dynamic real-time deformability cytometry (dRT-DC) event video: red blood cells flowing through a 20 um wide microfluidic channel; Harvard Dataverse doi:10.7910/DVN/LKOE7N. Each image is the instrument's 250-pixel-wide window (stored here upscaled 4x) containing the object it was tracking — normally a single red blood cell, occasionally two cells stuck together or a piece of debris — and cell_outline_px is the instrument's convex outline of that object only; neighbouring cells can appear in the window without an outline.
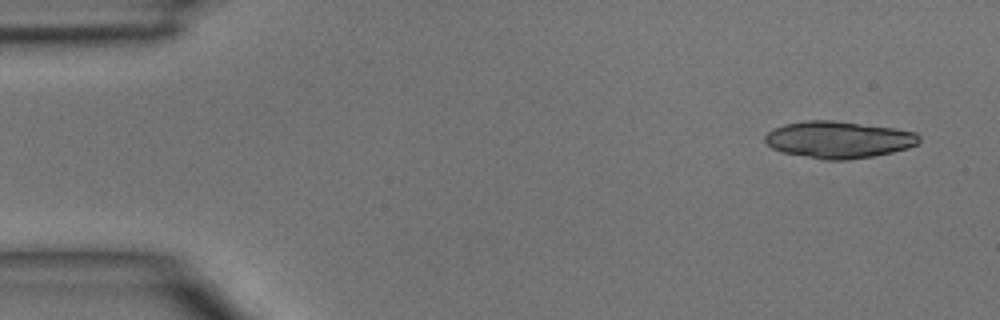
{"species": "common noctule bat (a hibernating species)", "species_latin": "Nyctalus noctula", "temperature_condition": "room temperature", "stored_images_in_passage": 5, "camera_frame_rate_fps": 3000, "um_per_image_px": 0.085, "animal": {"sex": "male", "body_mass_g": 15.6}, "frame": {"image": 1, "passage_image": 1, "time_ms": 0.0, "image_size_px": [1000, 320], "cell_outline_px": [[920, 140], [916, 144], [908, 148], [892, 152], [872, 156], [844, 160], [824, 160], [780, 152], [772, 148], [764, 140], [764, 136], [768, 132], [784, 124], [804, 120], [832, 120], [896, 128], [916, 132], [920, 136]], "centroid_in_image_um": [71.27, 11.87], "position_along_channel_um": 13.7, "area_um2": 33.23}}